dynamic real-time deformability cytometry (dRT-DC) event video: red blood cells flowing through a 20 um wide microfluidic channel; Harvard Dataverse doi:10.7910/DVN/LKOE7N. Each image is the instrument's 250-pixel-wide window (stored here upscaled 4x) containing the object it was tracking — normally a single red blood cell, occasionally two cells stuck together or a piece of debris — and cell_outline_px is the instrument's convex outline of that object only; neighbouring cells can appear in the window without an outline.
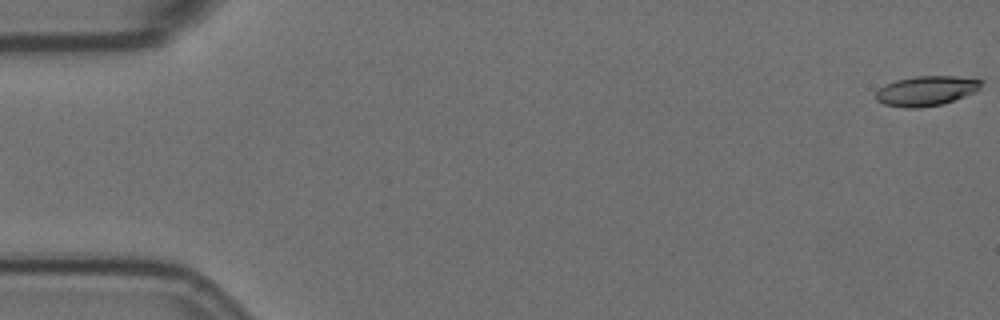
{"species": "Egyptian fruit bat (a non-hibernating species)", "species_latin": "Rousettus aegyptiacus", "temperature_condition": "room temperature", "stored_images_in_passage": 36, "camera_frame_rate_fps": 3000, "um_per_image_px": 0.085, "animal": {"sex": "female"}, "frame": {"image": 1, "passage_image": 1, "time_ms": 0.0, "image_size_px": [1000, 320], "cell_outline_px": [[984, 80], [980, 88], [976, 92], [944, 104], [916, 108], [904, 108], [884, 104], [876, 100], [876, 92], [884, 84], [896, 80], [916, 76], [956, 76]], "centroid_in_image_um": [78.75, 7.72], "position_along_channel_um": 6.2, "area_um2": 18.5}}
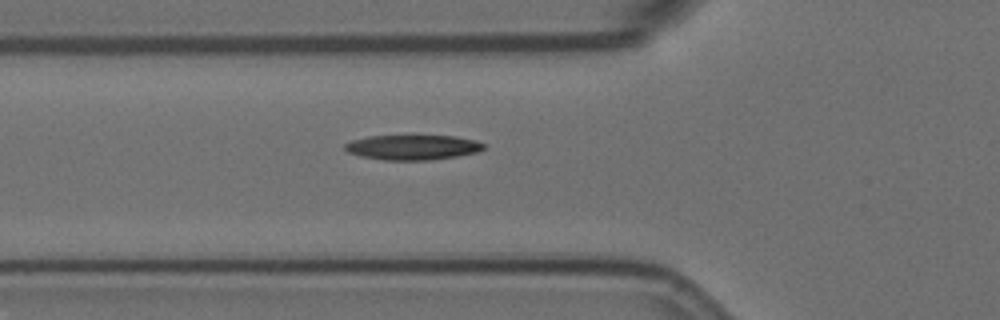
{"frame": {"image": 2, "passage_image": 21, "time_ms": 6.667, "image_size_px": [1000, 320], "cell_outline_px": [[484, 148], [476, 152], [456, 156], [432, 160], [384, 160], [360, 156], [348, 152], [344, 148], [344, 144], [352, 140], [368, 136], [456, 136], [476, 140], [484, 144]], "centroid_in_image_um": [35.06, 12.52], "position_along_channel_um": 90.7, "area_um2": 20.11}}
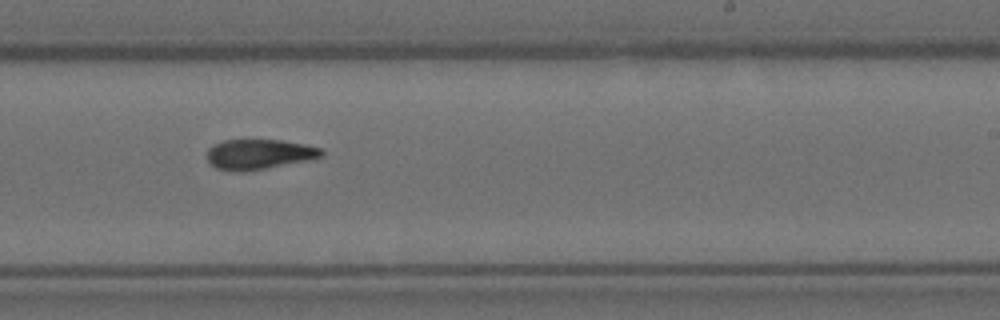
{"frame": {"image": 3, "passage_image": 36, "time_ms": 11.667, "image_size_px": [1000, 320], "cell_outline_px": [[324, 156], [308, 160], [244, 172], [236, 172], [216, 168], [208, 160], [208, 148], [224, 140], [280, 140], [304, 144], [320, 148], [324, 152]], "centroid_in_image_um": [22.03, 13.11], "position_along_channel_um": 267.0, "area_um2": 19.88}}